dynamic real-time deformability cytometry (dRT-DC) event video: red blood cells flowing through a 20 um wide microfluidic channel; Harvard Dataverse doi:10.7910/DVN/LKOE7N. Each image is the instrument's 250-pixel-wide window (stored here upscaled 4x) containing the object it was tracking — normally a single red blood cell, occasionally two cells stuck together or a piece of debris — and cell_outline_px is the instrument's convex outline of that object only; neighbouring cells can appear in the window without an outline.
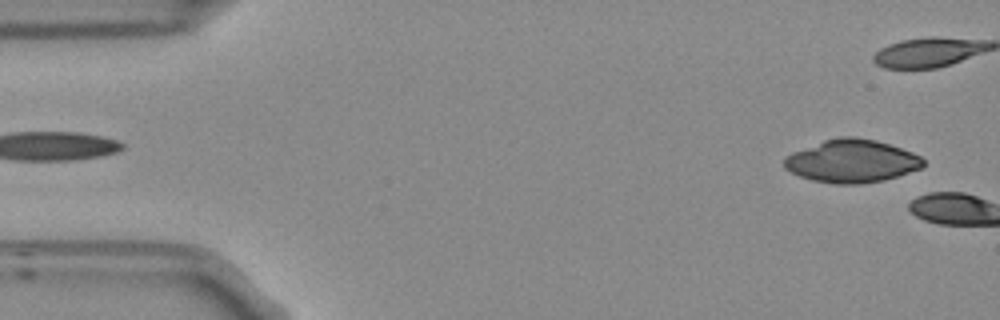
{"species": "Egyptian fruit bat (a non-hibernating species)", "species_latin": "Rousettus aegyptiacus", "temperature_condition": "room temperature", "stored_images_in_passage": 4, "camera_frame_rate_fps": 3000, "um_per_image_px": 0.085, "frame": {"image": 1, "passage_image": 2, "time_ms": 0.333, "image_size_px": [1000, 320], "cell_outline_px": [[924, 164], [920, 168], [884, 180], [860, 184], [836, 184], [812, 180], [800, 176], [784, 168], [784, 156], [792, 152], [824, 140], [840, 136], [856, 136], [876, 140], [912, 152], [920, 156], [924, 160]], "centroid_in_image_um": [72.37, 13.69], "position_along_channel_um": 12.6, "area_um2": 34.68}}